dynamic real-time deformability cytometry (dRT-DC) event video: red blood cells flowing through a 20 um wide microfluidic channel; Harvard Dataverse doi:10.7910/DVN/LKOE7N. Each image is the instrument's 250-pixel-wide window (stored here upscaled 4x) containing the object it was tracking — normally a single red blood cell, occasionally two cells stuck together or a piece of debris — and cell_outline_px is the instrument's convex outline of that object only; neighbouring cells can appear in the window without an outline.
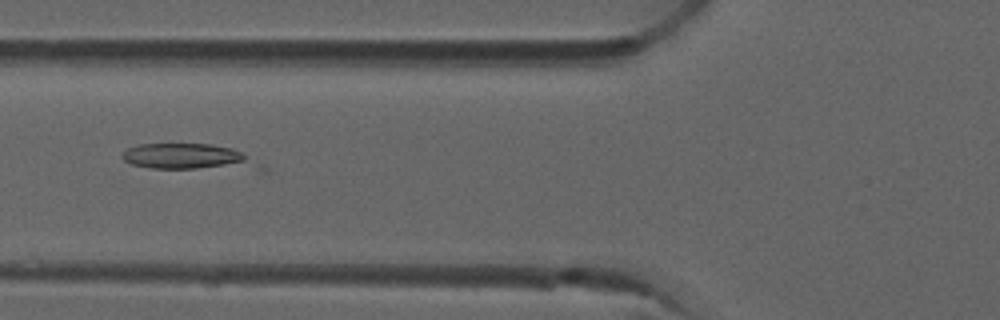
{"species": "common noctule bat (a hibernating species)", "species_latin": "Nyctalus noctula", "temperature_condition": "room temperature", "stored_images_in_passage": 9, "camera_frame_rate_fps": 3000, "um_per_image_px": 0.085, "animal": {"sex": "male", "forearm_length_mm": 52.5}, "frame": {"image": 1, "passage_image": 9, "time_ms": 2.667, "image_size_px": [1000, 320], "cell_outline_px": [[244, 160], [224, 164], [196, 168], [152, 168], [132, 164], [124, 160], [124, 152], [128, 148], [136, 144], [208, 144], [232, 148], [244, 152]], "centroid_in_image_um": [15.4, 13.23], "position_along_channel_um": 110.4, "area_um2": 17.74}}